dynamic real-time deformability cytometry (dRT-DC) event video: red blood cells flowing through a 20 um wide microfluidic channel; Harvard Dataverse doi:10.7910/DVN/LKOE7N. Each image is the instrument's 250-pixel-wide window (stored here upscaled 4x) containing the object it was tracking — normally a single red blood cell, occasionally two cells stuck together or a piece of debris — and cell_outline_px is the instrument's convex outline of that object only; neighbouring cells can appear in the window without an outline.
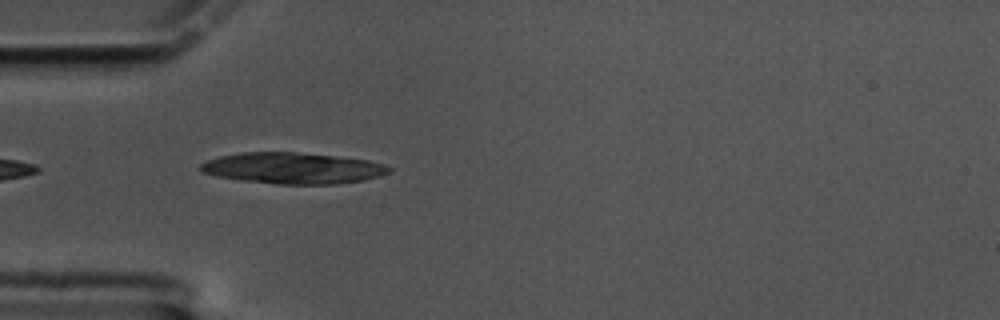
{"species": "common noctule bat (a hibernating species)", "species_latin": "Nyctalus noctula", "temperature_condition": "cold", "stored_images_in_passage": 3, "camera_frame_rate_fps": 3000, "um_per_image_px": 0.085, "animal": {"sex": "male", "body_mass_g": 17.5, "forearm_length_mm": 52.3}, "frame": {"image": 1, "passage_image": 1, "time_ms": 0.0, "image_size_px": [1000, 320], "cell_outline_px": [[392, 172], [380, 176], [364, 180], [336, 184], [276, 184], [244, 180], [216, 176], [200, 172], [200, 164], [208, 160], [220, 156], [240, 152], [296, 152], [336, 156], [368, 160], [384, 164], [392, 168]], "centroid_in_image_um": [24.91, 14.29], "position_along_channel_um": 60.1, "area_um2": 34.28}}